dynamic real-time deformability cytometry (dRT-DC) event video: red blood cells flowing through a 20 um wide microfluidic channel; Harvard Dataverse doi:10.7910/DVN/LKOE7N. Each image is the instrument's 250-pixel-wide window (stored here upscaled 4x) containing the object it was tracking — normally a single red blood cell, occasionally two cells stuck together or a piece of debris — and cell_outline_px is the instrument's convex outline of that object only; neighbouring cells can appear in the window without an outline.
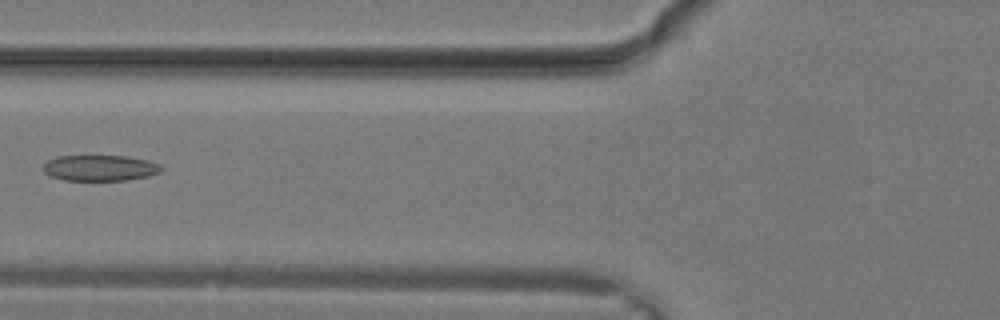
{"species": "common noctule bat (a hibernating species)", "species_latin": "Nyctalus noctula", "temperature_condition": "warm", "stored_images_in_passage": 9, "camera_frame_rate_fps": 3000, "um_per_image_px": 0.085, "animal": {"sex": "male", "body_mass_g": 19.2, "forearm_length_mm": 51.8}, "frame": {"image": 1, "passage_image": 8, "time_ms": 2.333, "image_size_px": [1000, 320], "cell_outline_px": [[164, 168], [160, 172], [148, 176], [128, 180], [64, 180], [52, 176], [44, 172], [44, 164], [48, 160], [56, 156], [128, 156], [148, 160], [160, 164]], "centroid_in_image_um": [8.54, 14.27], "position_along_channel_um": 117.3, "area_um2": 17.8}}